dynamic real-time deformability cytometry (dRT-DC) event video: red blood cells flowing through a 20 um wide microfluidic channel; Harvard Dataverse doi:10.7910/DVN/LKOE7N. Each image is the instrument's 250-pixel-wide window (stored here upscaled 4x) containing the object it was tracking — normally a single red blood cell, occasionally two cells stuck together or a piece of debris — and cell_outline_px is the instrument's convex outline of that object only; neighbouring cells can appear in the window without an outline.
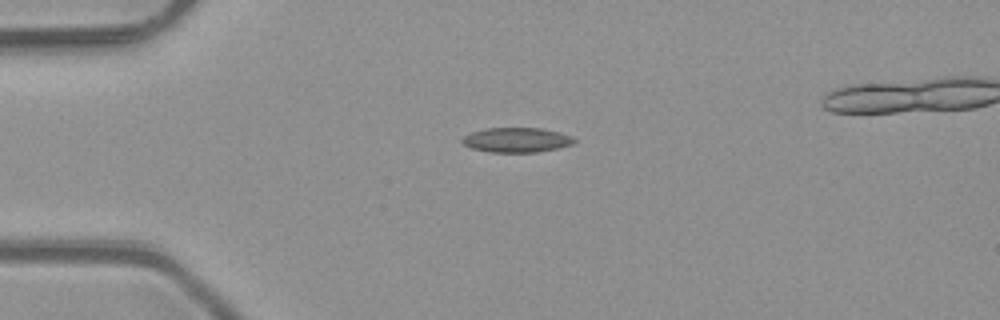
{"species": "common noctule bat (a hibernating species)", "species_latin": "Nyctalus noctula", "temperature_condition": "room temperature", "stored_images_in_passage": 37, "camera_frame_rate_fps": 3000, "um_per_image_px": 0.085, "animal": {"sex": "male", "body_mass_g": 23.1, "forearm_length_mm": 52.7}, "frame": {"image": 1, "passage_image": 1, "time_ms": 0.0, "image_size_px": [1000, 320], "cell_outline_px": [[576, 140], [572, 144], [560, 148], [536, 152], [488, 152], [472, 148], [464, 144], [460, 140], [464, 136], [472, 132], [484, 128], [540, 128], [560, 132], [572, 136]], "centroid_in_image_um": [43.92, 11.89], "position_along_channel_um": 41.1, "area_um2": 16.18}}
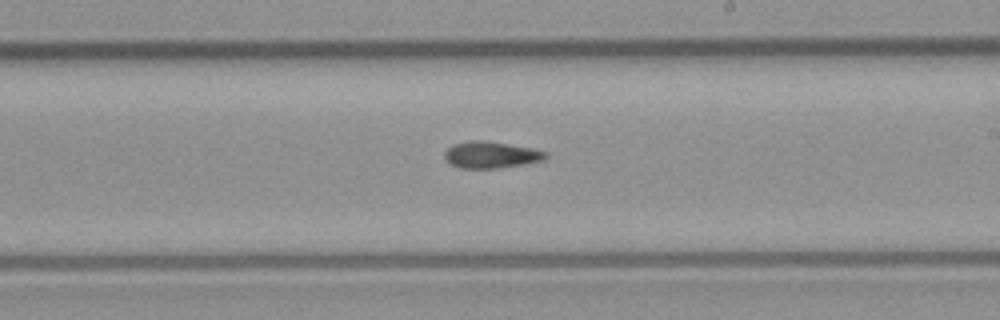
{"frame": {"image": 2, "passage_image": 18, "time_ms": 5.667, "image_size_px": [1000, 320], "cell_outline_px": [[548, 156], [544, 160], [496, 168], [460, 168], [452, 164], [444, 156], [444, 152], [452, 144], [472, 140], [480, 140], [508, 144], [532, 148], [548, 152]], "centroid_in_image_um": [41.73, 13.15], "position_along_channel_um": 247.3, "area_um2": 15.43}}
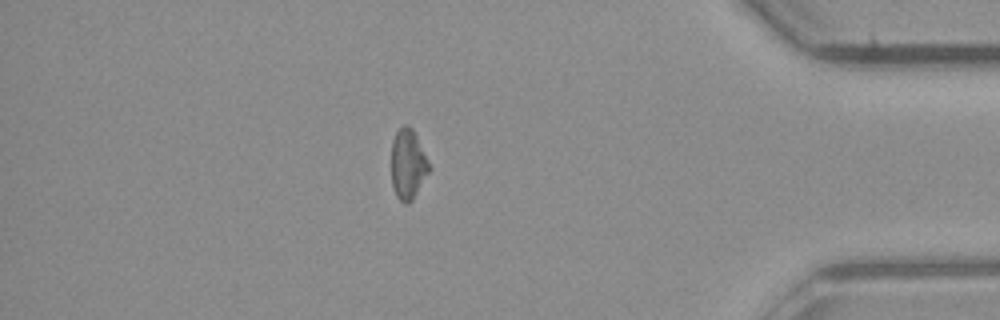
{"frame": {"image": 3, "passage_image": 32, "time_ms": 10.333, "image_size_px": [1000, 320], "cell_outline_px": [[432, 168], [412, 200], [408, 204], [404, 204], [396, 196], [392, 184], [392, 140], [396, 132], [404, 124], [408, 124], [412, 128]], "centroid_in_image_um": [34.68, 13.97], "position_along_channel_um": 400.5, "area_um2": 15.43}}